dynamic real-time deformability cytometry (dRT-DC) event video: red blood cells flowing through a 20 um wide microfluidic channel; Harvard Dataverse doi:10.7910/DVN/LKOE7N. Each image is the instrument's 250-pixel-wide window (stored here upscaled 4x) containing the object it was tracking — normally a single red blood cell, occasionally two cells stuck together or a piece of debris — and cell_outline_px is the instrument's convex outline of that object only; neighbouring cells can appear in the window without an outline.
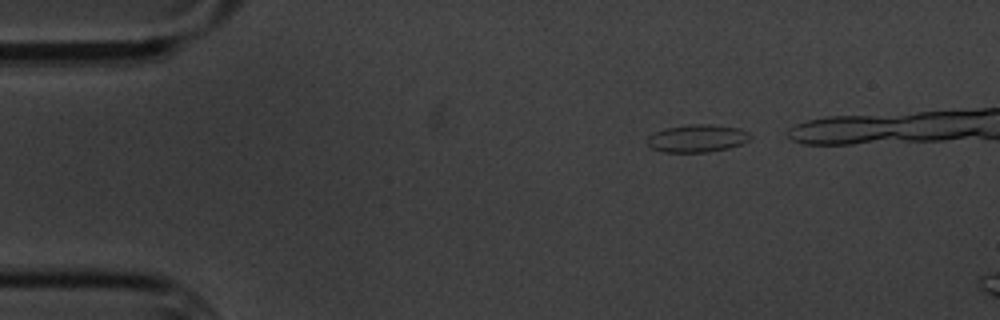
{"species": "common noctule bat (a hibernating species)", "species_latin": "Nyctalus noctula", "temperature_condition": "cold", "stored_images_in_passage": 5, "camera_frame_rate_fps": 3000, "um_per_image_px": 0.085, "animal": {"sex": "male", "body_mass_g": 20.1, "forearm_length_mm": 53.5}, "frame": {"image": 1, "passage_image": 1, "time_ms": 0.0, "image_size_px": [1000, 320], "cell_outline_px": [[752, 136], [748, 140], [740, 144], [728, 148], [708, 152], [664, 152], [652, 148], [648, 144], [648, 136], [664, 128], [692, 124], [708, 124], [740, 128], [748, 132]], "centroid_in_image_um": [59.27, 11.76], "position_along_channel_um": 25.7, "area_um2": 16.47}}